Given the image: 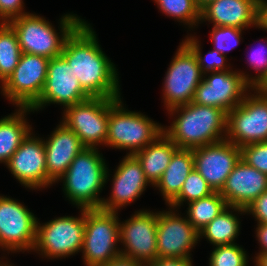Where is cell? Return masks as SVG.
I'll list each match as a JSON object with an SVG mask.
<instances>
[{
	"instance_id": "1",
	"label": "cell",
	"mask_w": 267,
	"mask_h": 266,
	"mask_svg": "<svg viewBox=\"0 0 267 266\" xmlns=\"http://www.w3.org/2000/svg\"><path fill=\"white\" fill-rule=\"evenodd\" d=\"M100 46L96 32L83 20L65 40L61 55L91 97L121 98L118 69Z\"/></svg>"
},
{
	"instance_id": "2",
	"label": "cell",
	"mask_w": 267,
	"mask_h": 266,
	"mask_svg": "<svg viewBox=\"0 0 267 266\" xmlns=\"http://www.w3.org/2000/svg\"><path fill=\"white\" fill-rule=\"evenodd\" d=\"M173 121L163 132L180 149H195L224 140L227 112L217 107L189 103L167 111Z\"/></svg>"
},
{
	"instance_id": "3",
	"label": "cell",
	"mask_w": 267,
	"mask_h": 266,
	"mask_svg": "<svg viewBox=\"0 0 267 266\" xmlns=\"http://www.w3.org/2000/svg\"><path fill=\"white\" fill-rule=\"evenodd\" d=\"M106 160L98 148H84L57 180L67 200L78 209H100V193L111 178ZM108 179V180H107Z\"/></svg>"
},
{
	"instance_id": "4",
	"label": "cell",
	"mask_w": 267,
	"mask_h": 266,
	"mask_svg": "<svg viewBox=\"0 0 267 266\" xmlns=\"http://www.w3.org/2000/svg\"><path fill=\"white\" fill-rule=\"evenodd\" d=\"M83 20L73 12L64 14L59 19V32L45 17L35 13L22 15L8 23L16 32L22 53L51 59L61 55L65 40Z\"/></svg>"
},
{
	"instance_id": "5",
	"label": "cell",
	"mask_w": 267,
	"mask_h": 266,
	"mask_svg": "<svg viewBox=\"0 0 267 266\" xmlns=\"http://www.w3.org/2000/svg\"><path fill=\"white\" fill-rule=\"evenodd\" d=\"M161 133L163 125L147 115L130 111L118 98L109 107L108 134L106 147L127 150L126 155H134L152 143Z\"/></svg>"
},
{
	"instance_id": "6",
	"label": "cell",
	"mask_w": 267,
	"mask_h": 266,
	"mask_svg": "<svg viewBox=\"0 0 267 266\" xmlns=\"http://www.w3.org/2000/svg\"><path fill=\"white\" fill-rule=\"evenodd\" d=\"M118 212L85 209L82 259L86 266H102L121 255Z\"/></svg>"
},
{
	"instance_id": "7",
	"label": "cell",
	"mask_w": 267,
	"mask_h": 266,
	"mask_svg": "<svg viewBox=\"0 0 267 266\" xmlns=\"http://www.w3.org/2000/svg\"><path fill=\"white\" fill-rule=\"evenodd\" d=\"M225 139L240 148L267 141V92L263 88H251L227 113Z\"/></svg>"
},
{
	"instance_id": "8",
	"label": "cell",
	"mask_w": 267,
	"mask_h": 266,
	"mask_svg": "<svg viewBox=\"0 0 267 266\" xmlns=\"http://www.w3.org/2000/svg\"><path fill=\"white\" fill-rule=\"evenodd\" d=\"M79 210V217L65 215L45 223H40L38 219L32 252L51 260L80 253L85 231V209Z\"/></svg>"
},
{
	"instance_id": "9",
	"label": "cell",
	"mask_w": 267,
	"mask_h": 266,
	"mask_svg": "<svg viewBox=\"0 0 267 266\" xmlns=\"http://www.w3.org/2000/svg\"><path fill=\"white\" fill-rule=\"evenodd\" d=\"M118 98L90 97L66 107L61 122L70 128L87 148L106 144L109 107Z\"/></svg>"
},
{
	"instance_id": "10",
	"label": "cell",
	"mask_w": 267,
	"mask_h": 266,
	"mask_svg": "<svg viewBox=\"0 0 267 266\" xmlns=\"http://www.w3.org/2000/svg\"><path fill=\"white\" fill-rule=\"evenodd\" d=\"M167 68L163 84L166 111L192 102L203 73L193 51L182 41Z\"/></svg>"
},
{
	"instance_id": "11",
	"label": "cell",
	"mask_w": 267,
	"mask_h": 266,
	"mask_svg": "<svg viewBox=\"0 0 267 266\" xmlns=\"http://www.w3.org/2000/svg\"><path fill=\"white\" fill-rule=\"evenodd\" d=\"M252 76L244 71H214L203 74L192 103L217 107L227 113L242 102L252 88Z\"/></svg>"
},
{
	"instance_id": "12",
	"label": "cell",
	"mask_w": 267,
	"mask_h": 266,
	"mask_svg": "<svg viewBox=\"0 0 267 266\" xmlns=\"http://www.w3.org/2000/svg\"><path fill=\"white\" fill-rule=\"evenodd\" d=\"M38 218L15 198L0 194V249L9 254L32 252Z\"/></svg>"
},
{
	"instance_id": "13",
	"label": "cell",
	"mask_w": 267,
	"mask_h": 266,
	"mask_svg": "<svg viewBox=\"0 0 267 266\" xmlns=\"http://www.w3.org/2000/svg\"><path fill=\"white\" fill-rule=\"evenodd\" d=\"M49 58L22 53L13 73L0 86L1 93L15 107H31L44 89Z\"/></svg>"
},
{
	"instance_id": "14",
	"label": "cell",
	"mask_w": 267,
	"mask_h": 266,
	"mask_svg": "<svg viewBox=\"0 0 267 266\" xmlns=\"http://www.w3.org/2000/svg\"><path fill=\"white\" fill-rule=\"evenodd\" d=\"M134 213L119 222L121 255L142 263L153 261L158 258L157 211L139 209Z\"/></svg>"
},
{
	"instance_id": "15",
	"label": "cell",
	"mask_w": 267,
	"mask_h": 266,
	"mask_svg": "<svg viewBox=\"0 0 267 266\" xmlns=\"http://www.w3.org/2000/svg\"><path fill=\"white\" fill-rule=\"evenodd\" d=\"M90 97L81 87L72 67L60 55L49 60L44 89L40 98L30 108L37 112L45 106L57 104L65 109Z\"/></svg>"
},
{
	"instance_id": "16",
	"label": "cell",
	"mask_w": 267,
	"mask_h": 266,
	"mask_svg": "<svg viewBox=\"0 0 267 266\" xmlns=\"http://www.w3.org/2000/svg\"><path fill=\"white\" fill-rule=\"evenodd\" d=\"M156 240L158 258L191 257V250L200 242L199 232L186 216L171 207L168 211H157Z\"/></svg>"
},
{
	"instance_id": "17",
	"label": "cell",
	"mask_w": 267,
	"mask_h": 266,
	"mask_svg": "<svg viewBox=\"0 0 267 266\" xmlns=\"http://www.w3.org/2000/svg\"><path fill=\"white\" fill-rule=\"evenodd\" d=\"M5 166L25 188L41 190L48 187L45 144L42 137L33 134V130L22 140Z\"/></svg>"
},
{
	"instance_id": "18",
	"label": "cell",
	"mask_w": 267,
	"mask_h": 266,
	"mask_svg": "<svg viewBox=\"0 0 267 266\" xmlns=\"http://www.w3.org/2000/svg\"><path fill=\"white\" fill-rule=\"evenodd\" d=\"M194 169L214 192H220L241 159V148L227 139L193 149Z\"/></svg>"
},
{
	"instance_id": "19",
	"label": "cell",
	"mask_w": 267,
	"mask_h": 266,
	"mask_svg": "<svg viewBox=\"0 0 267 266\" xmlns=\"http://www.w3.org/2000/svg\"><path fill=\"white\" fill-rule=\"evenodd\" d=\"M112 176V189L108 198L102 199L100 209L118 212L141 197L150 182L142 166L134 155H125L115 168Z\"/></svg>"
},
{
	"instance_id": "20",
	"label": "cell",
	"mask_w": 267,
	"mask_h": 266,
	"mask_svg": "<svg viewBox=\"0 0 267 266\" xmlns=\"http://www.w3.org/2000/svg\"><path fill=\"white\" fill-rule=\"evenodd\" d=\"M262 0H215L201 11L200 23L248 29L261 26Z\"/></svg>"
},
{
	"instance_id": "21",
	"label": "cell",
	"mask_w": 267,
	"mask_h": 266,
	"mask_svg": "<svg viewBox=\"0 0 267 266\" xmlns=\"http://www.w3.org/2000/svg\"><path fill=\"white\" fill-rule=\"evenodd\" d=\"M45 144L48 187L66 172L76 155L86 148L80 138L63 122L52 131Z\"/></svg>"
},
{
	"instance_id": "22",
	"label": "cell",
	"mask_w": 267,
	"mask_h": 266,
	"mask_svg": "<svg viewBox=\"0 0 267 266\" xmlns=\"http://www.w3.org/2000/svg\"><path fill=\"white\" fill-rule=\"evenodd\" d=\"M267 191V175L240 159L219 192L228 206L246 208Z\"/></svg>"
},
{
	"instance_id": "23",
	"label": "cell",
	"mask_w": 267,
	"mask_h": 266,
	"mask_svg": "<svg viewBox=\"0 0 267 266\" xmlns=\"http://www.w3.org/2000/svg\"><path fill=\"white\" fill-rule=\"evenodd\" d=\"M179 148L163 132L152 143L134 154L140 162L147 180L154 187Z\"/></svg>"
},
{
	"instance_id": "24",
	"label": "cell",
	"mask_w": 267,
	"mask_h": 266,
	"mask_svg": "<svg viewBox=\"0 0 267 266\" xmlns=\"http://www.w3.org/2000/svg\"><path fill=\"white\" fill-rule=\"evenodd\" d=\"M194 169L193 149H178L154 186L169 206L178 196L189 173Z\"/></svg>"
},
{
	"instance_id": "25",
	"label": "cell",
	"mask_w": 267,
	"mask_h": 266,
	"mask_svg": "<svg viewBox=\"0 0 267 266\" xmlns=\"http://www.w3.org/2000/svg\"><path fill=\"white\" fill-rule=\"evenodd\" d=\"M34 111L30 107H17L14 113L0 119V163L6 164L32 130L26 120Z\"/></svg>"
},
{
	"instance_id": "26",
	"label": "cell",
	"mask_w": 267,
	"mask_h": 266,
	"mask_svg": "<svg viewBox=\"0 0 267 266\" xmlns=\"http://www.w3.org/2000/svg\"><path fill=\"white\" fill-rule=\"evenodd\" d=\"M237 213L244 215L246 211L244 208L228 206L199 232V238H206L214 247L237 243L235 241L241 229Z\"/></svg>"
},
{
	"instance_id": "27",
	"label": "cell",
	"mask_w": 267,
	"mask_h": 266,
	"mask_svg": "<svg viewBox=\"0 0 267 266\" xmlns=\"http://www.w3.org/2000/svg\"><path fill=\"white\" fill-rule=\"evenodd\" d=\"M187 205L185 216L198 232L228 207L226 200L219 192H214Z\"/></svg>"
},
{
	"instance_id": "28",
	"label": "cell",
	"mask_w": 267,
	"mask_h": 266,
	"mask_svg": "<svg viewBox=\"0 0 267 266\" xmlns=\"http://www.w3.org/2000/svg\"><path fill=\"white\" fill-rule=\"evenodd\" d=\"M21 54L15 30L9 23L0 22V86L15 70Z\"/></svg>"
},
{
	"instance_id": "29",
	"label": "cell",
	"mask_w": 267,
	"mask_h": 266,
	"mask_svg": "<svg viewBox=\"0 0 267 266\" xmlns=\"http://www.w3.org/2000/svg\"><path fill=\"white\" fill-rule=\"evenodd\" d=\"M158 9L167 17L187 25L190 30L195 29L201 21V11L195 0H153Z\"/></svg>"
},
{
	"instance_id": "30",
	"label": "cell",
	"mask_w": 267,
	"mask_h": 266,
	"mask_svg": "<svg viewBox=\"0 0 267 266\" xmlns=\"http://www.w3.org/2000/svg\"><path fill=\"white\" fill-rule=\"evenodd\" d=\"M195 54L198 64L201 68L203 74L214 71H228L233 70L230 66L231 64H227V56L221 54L217 50H210L207 52L205 56L202 54V46L201 41L198 40V37L193 36L192 34L186 35L185 39L182 40ZM231 67V68H230Z\"/></svg>"
},
{
	"instance_id": "31",
	"label": "cell",
	"mask_w": 267,
	"mask_h": 266,
	"mask_svg": "<svg viewBox=\"0 0 267 266\" xmlns=\"http://www.w3.org/2000/svg\"><path fill=\"white\" fill-rule=\"evenodd\" d=\"M214 193L206 180L193 169L183 183L179 196L168 206L178 210L183 203H190L195 200L207 197Z\"/></svg>"
},
{
	"instance_id": "32",
	"label": "cell",
	"mask_w": 267,
	"mask_h": 266,
	"mask_svg": "<svg viewBox=\"0 0 267 266\" xmlns=\"http://www.w3.org/2000/svg\"><path fill=\"white\" fill-rule=\"evenodd\" d=\"M209 266H248L247 252L239 244L219 245L212 247Z\"/></svg>"
},
{
	"instance_id": "33",
	"label": "cell",
	"mask_w": 267,
	"mask_h": 266,
	"mask_svg": "<svg viewBox=\"0 0 267 266\" xmlns=\"http://www.w3.org/2000/svg\"><path fill=\"white\" fill-rule=\"evenodd\" d=\"M243 30L236 27L213 26L209 35L213 43V49L227 56L231 49L240 44Z\"/></svg>"
},
{
	"instance_id": "34",
	"label": "cell",
	"mask_w": 267,
	"mask_h": 266,
	"mask_svg": "<svg viewBox=\"0 0 267 266\" xmlns=\"http://www.w3.org/2000/svg\"><path fill=\"white\" fill-rule=\"evenodd\" d=\"M266 45L260 43V49L255 48L250 53L247 63L251 69L256 71L252 76V88H263L267 84V40Z\"/></svg>"
},
{
	"instance_id": "35",
	"label": "cell",
	"mask_w": 267,
	"mask_h": 266,
	"mask_svg": "<svg viewBox=\"0 0 267 266\" xmlns=\"http://www.w3.org/2000/svg\"><path fill=\"white\" fill-rule=\"evenodd\" d=\"M241 159L267 175V141L241 147Z\"/></svg>"
},
{
	"instance_id": "36",
	"label": "cell",
	"mask_w": 267,
	"mask_h": 266,
	"mask_svg": "<svg viewBox=\"0 0 267 266\" xmlns=\"http://www.w3.org/2000/svg\"><path fill=\"white\" fill-rule=\"evenodd\" d=\"M23 0H0V22L8 23L14 18L26 15Z\"/></svg>"
},
{
	"instance_id": "37",
	"label": "cell",
	"mask_w": 267,
	"mask_h": 266,
	"mask_svg": "<svg viewBox=\"0 0 267 266\" xmlns=\"http://www.w3.org/2000/svg\"><path fill=\"white\" fill-rule=\"evenodd\" d=\"M245 211L254 217L257 224H267V191L250 203Z\"/></svg>"
},
{
	"instance_id": "38",
	"label": "cell",
	"mask_w": 267,
	"mask_h": 266,
	"mask_svg": "<svg viewBox=\"0 0 267 266\" xmlns=\"http://www.w3.org/2000/svg\"><path fill=\"white\" fill-rule=\"evenodd\" d=\"M192 257L188 258H156L144 263V266H193Z\"/></svg>"
},
{
	"instance_id": "39",
	"label": "cell",
	"mask_w": 267,
	"mask_h": 266,
	"mask_svg": "<svg viewBox=\"0 0 267 266\" xmlns=\"http://www.w3.org/2000/svg\"><path fill=\"white\" fill-rule=\"evenodd\" d=\"M256 240L260 245V253H267V224H257L256 230Z\"/></svg>"
},
{
	"instance_id": "40",
	"label": "cell",
	"mask_w": 267,
	"mask_h": 266,
	"mask_svg": "<svg viewBox=\"0 0 267 266\" xmlns=\"http://www.w3.org/2000/svg\"><path fill=\"white\" fill-rule=\"evenodd\" d=\"M102 266H144V263L120 255L119 257Z\"/></svg>"
},
{
	"instance_id": "41",
	"label": "cell",
	"mask_w": 267,
	"mask_h": 266,
	"mask_svg": "<svg viewBox=\"0 0 267 266\" xmlns=\"http://www.w3.org/2000/svg\"><path fill=\"white\" fill-rule=\"evenodd\" d=\"M261 10V26L259 28L267 31V0H262Z\"/></svg>"
},
{
	"instance_id": "42",
	"label": "cell",
	"mask_w": 267,
	"mask_h": 266,
	"mask_svg": "<svg viewBox=\"0 0 267 266\" xmlns=\"http://www.w3.org/2000/svg\"><path fill=\"white\" fill-rule=\"evenodd\" d=\"M255 266H267V253H260L254 256Z\"/></svg>"
},
{
	"instance_id": "43",
	"label": "cell",
	"mask_w": 267,
	"mask_h": 266,
	"mask_svg": "<svg viewBox=\"0 0 267 266\" xmlns=\"http://www.w3.org/2000/svg\"><path fill=\"white\" fill-rule=\"evenodd\" d=\"M215 0H195L197 7L202 11L207 5L214 2Z\"/></svg>"
},
{
	"instance_id": "44",
	"label": "cell",
	"mask_w": 267,
	"mask_h": 266,
	"mask_svg": "<svg viewBox=\"0 0 267 266\" xmlns=\"http://www.w3.org/2000/svg\"><path fill=\"white\" fill-rule=\"evenodd\" d=\"M14 264H10V261H8V260H6V261H4V260H0V266H13Z\"/></svg>"
},
{
	"instance_id": "45",
	"label": "cell",
	"mask_w": 267,
	"mask_h": 266,
	"mask_svg": "<svg viewBox=\"0 0 267 266\" xmlns=\"http://www.w3.org/2000/svg\"><path fill=\"white\" fill-rule=\"evenodd\" d=\"M263 89L267 92V84L263 87Z\"/></svg>"
}]
</instances>
